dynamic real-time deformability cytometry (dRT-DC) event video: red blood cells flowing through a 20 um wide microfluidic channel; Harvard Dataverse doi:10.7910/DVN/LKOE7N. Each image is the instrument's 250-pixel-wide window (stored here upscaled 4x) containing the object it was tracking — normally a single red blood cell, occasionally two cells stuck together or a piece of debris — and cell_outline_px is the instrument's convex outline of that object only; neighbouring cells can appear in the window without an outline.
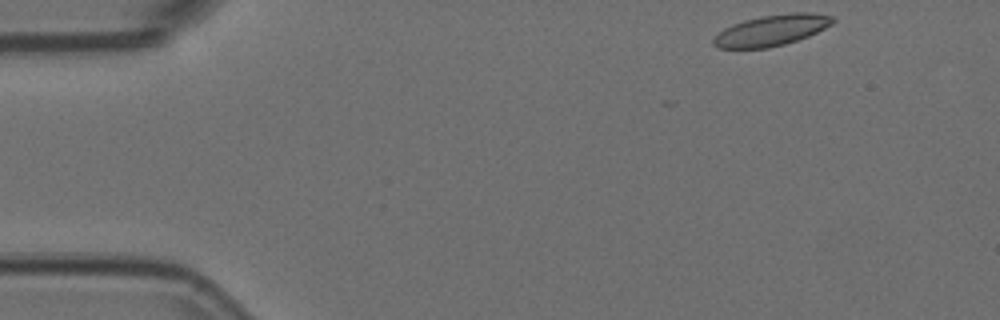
{"species": "Egyptian fruit bat (a non-hibernating species)", "species_latin": "Rousettus aegyptiacus", "temperature_condition": "room temperature", "stored_images_in_passage": 28, "camera_frame_rate_fps": 3000, "um_per_image_px": 0.085, "animal": {"sex": "female"}, "frame": {"image": 1, "passage_image": 1, "time_ms": 0.0, "image_size_px": [1000, 320], "cell_outline_px": [[836, 20], [832, 24], [808, 36], [784, 44], [768, 48], [716, 48], [712, 44], [712, 40], [724, 28], [732, 24], [744, 20], [760, 16], [792, 12], [812, 12], [832, 16]], "centroid_in_image_um": [65.57, 2.56], "position_along_channel_um": 19.4, "area_um2": 21.5}}
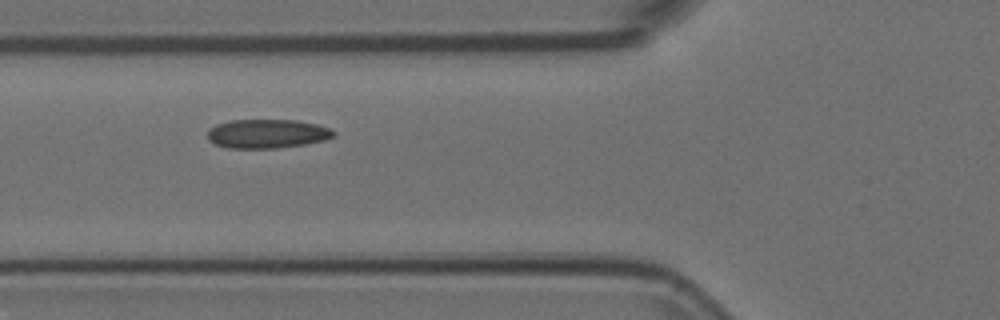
{"frame": {"image": 2, "passage_image": 15, "time_ms": 4.667, "image_size_px": [1000, 320], "cell_outline_px": [[336, 136], [324, 140], [304, 144], [276, 148], [228, 148], [216, 144], [208, 140], [208, 128], [216, 124], [228, 120], [296, 120], [316, 124], [328, 128], [336, 132]], "centroid_in_image_um": [22.68, 11.36], "position_along_channel_um": 103.1, "area_um2": 21.33}}
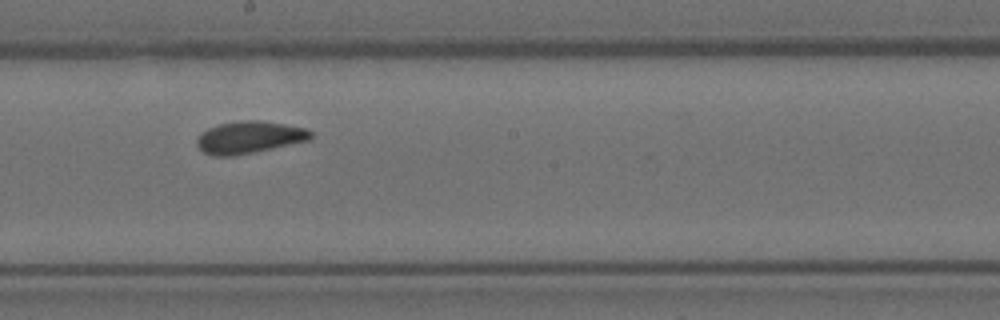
{"frame": {"image": 3, "passage_image": 25, "time_ms": 8.0, "image_size_px": [1000, 320], "cell_outline_px": [[312, 136], [308, 140], [252, 152], [232, 156], [212, 156], [204, 152], [196, 144], [196, 140], [200, 132], [208, 128], [220, 124], [244, 120], [260, 120], [284, 124], [304, 128], [312, 132]], "centroid_in_image_um": [21.13, 11.66], "position_along_channel_um": 227.1, "area_um2": 21.04}}